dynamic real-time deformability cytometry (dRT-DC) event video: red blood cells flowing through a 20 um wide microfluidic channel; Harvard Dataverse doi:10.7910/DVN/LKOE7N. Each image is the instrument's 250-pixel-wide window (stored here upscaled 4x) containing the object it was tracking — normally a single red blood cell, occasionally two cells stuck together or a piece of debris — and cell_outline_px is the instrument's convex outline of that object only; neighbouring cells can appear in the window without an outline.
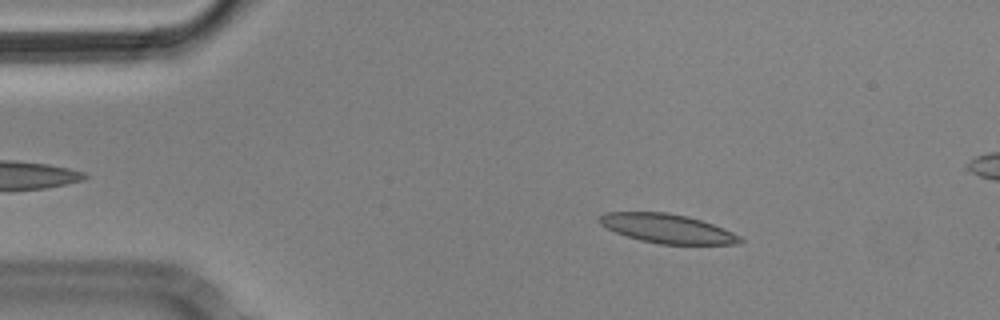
{"species": "Egyptian fruit bat (a non-hibernating species)", "species_latin": "Rousettus aegyptiacus", "temperature_condition": "cold", "stored_images_in_passage": 5, "segment_of_instrument_passage": [1, 2], "camera_frame_rate_fps": 3000, "um_per_image_px": 0.085, "animal": {"sex": "male"}, "frame": {"image": 1, "passage_image": 2, "time_ms": 0.333, "image_size_px": [1000, 320], "cell_outline_px": [[744, 240], [740, 244], [660, 244], [640, 240], [616, 232], [600, 224], [596, 220], [604, 212], [668, 212], [688, 216], [724, 228], [740, 236]], "centroid_in_image_um": [56.72, 19.42], "position_along_channel_um": 28.3, "area_um2": 23.81}}